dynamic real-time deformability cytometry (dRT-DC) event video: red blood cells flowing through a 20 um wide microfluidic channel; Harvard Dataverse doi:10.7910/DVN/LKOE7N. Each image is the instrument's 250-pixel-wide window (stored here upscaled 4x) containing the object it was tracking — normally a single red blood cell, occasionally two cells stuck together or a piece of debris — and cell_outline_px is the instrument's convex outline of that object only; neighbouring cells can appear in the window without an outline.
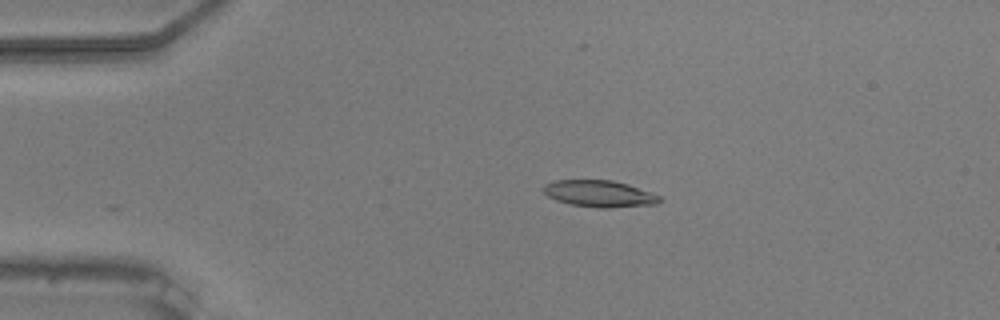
{"species": "common noctule bat (a hibernating species)", "species_latin": "Nyctalus noctula", "temperature_condition": "warm", "stored_images_in_passage": 33, "camera_frame_rate_fps": 3000, "um_per_image_px": 0.085, "animal": {"sex": "male", "body_mass_g": 20.5, "forearm_length_mm": 52.5}, "frame": {"image": 1, "passage_image": 1, "time_ms": 0.0, "image_size_px": [1000, 320], "cell_outline_px": [[664, 200], [656, 204], [608, 208], [600, 208], [572, 204], [556, 200], [548, 196], [540, 188], [544, 184], [552, 180], [612, 180], [628, 184], [660, 196]], "centroid_in_image_um": [50.93, 16.45], "position_along_channel_um": 34.1, "area_um2": 18.09}}
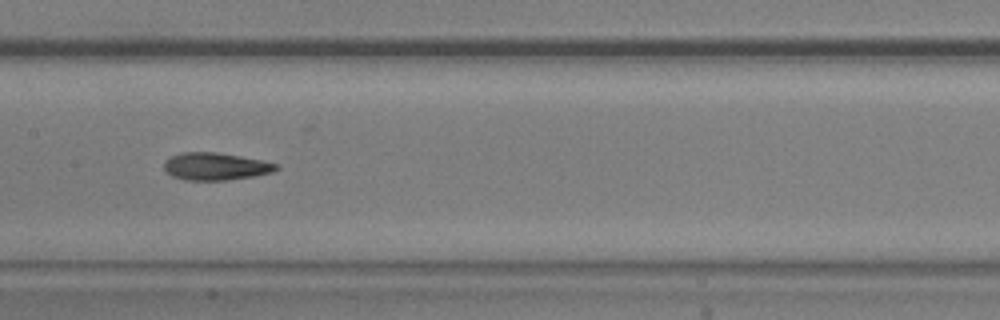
{"frame": {"image": 2, "passage_image": 17, "time_ms": 5.333, "image_size_px": [1000, 320], "cell_outline_px": [[280, 168], [272, 172], [256, 176], [228, 180], [184, 180], [172, 176], [164, 168], [164, 160], [180, 152], [216, 152], [240, 156], [280, 164]], "centroid_in_image_um": [18.34, 14.15], "position_along_channel_um": 189.1, "area_um2": 18.03}}
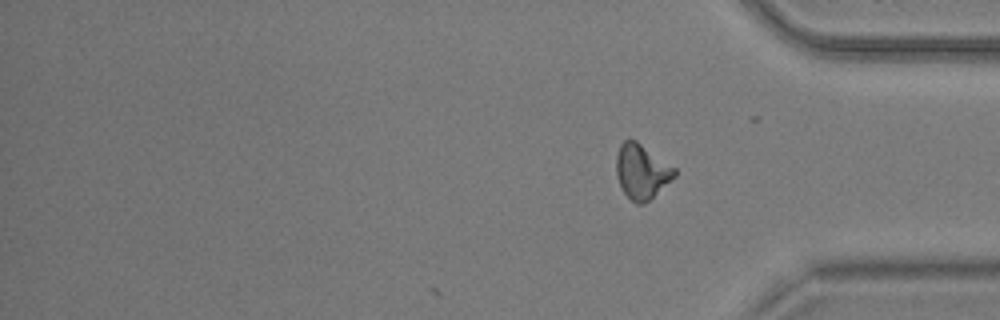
{"frame": {"image": 3, "passage_image": 33, "time_ms": 10.667, "image_size_px": [1000, 320], "cell_outline_px": [[676, 176], [644, 204], [636, 204], [624, 192], [616, 176], [616, 156], [620, 144], [624, 140], [636, 140], [676, 168]], "centroid_in_image_um": [54.54, 14.57], "position_along_channel_um": 380.7, "area_um2": 18.44}, "authors_computed_cell_mechanics": {"area_um2": 18.0914, "velocity_mm_per_s": 3.7133, "shape_relaxation_time_tau1_ms": 4.7607, "shape_relaxation_time_tau2_ms": 3.3396, "deformation_change_tau1": 0.1645, "deformation_change_tau2": 0.1296}}